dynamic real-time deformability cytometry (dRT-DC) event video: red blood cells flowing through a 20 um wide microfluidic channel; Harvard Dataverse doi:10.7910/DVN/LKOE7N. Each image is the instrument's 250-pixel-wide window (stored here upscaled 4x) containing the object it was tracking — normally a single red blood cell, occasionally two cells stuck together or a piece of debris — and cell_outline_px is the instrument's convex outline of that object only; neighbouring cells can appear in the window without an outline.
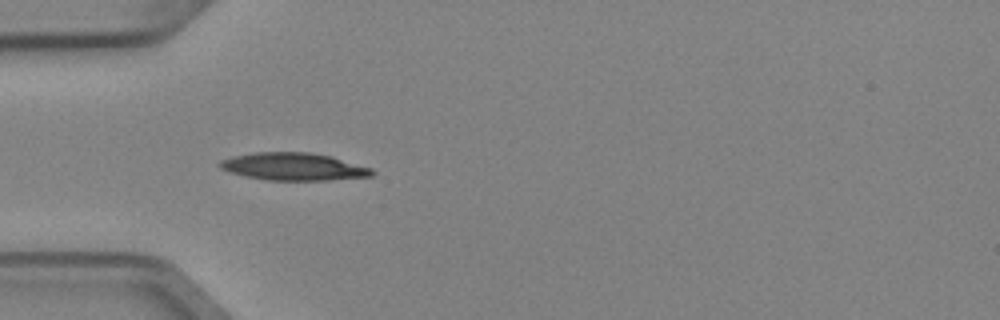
{"species": "Egyptian fruit bat (a non-hibernating species)", "species_latin": "Rousettus aegyptiacus", "temperature_condition": "cold", "stored_images_in_passage": 5, "camera_frame_rate_fps": 3000, "um_per_image_px": 0.085, "animal": {"sex": "female"}, "frame": {"image": 1, "passage_image": 4, "time_ms": 1.0, "image_size_px": [1000, 320], "cell_outline_px": [[376, 172], [372, 176], [328, 180], [264, 180], [244, 176], [228, 172], [220, 168], [216, 164], [220, 160], [232, 156], [256, 152], [308, 152], [332, 156], [372, 168]], "centroid_in_image_um": [24.92, 14.16], "position_along_channel_um": 60.1, "area_um2": 24.68}}
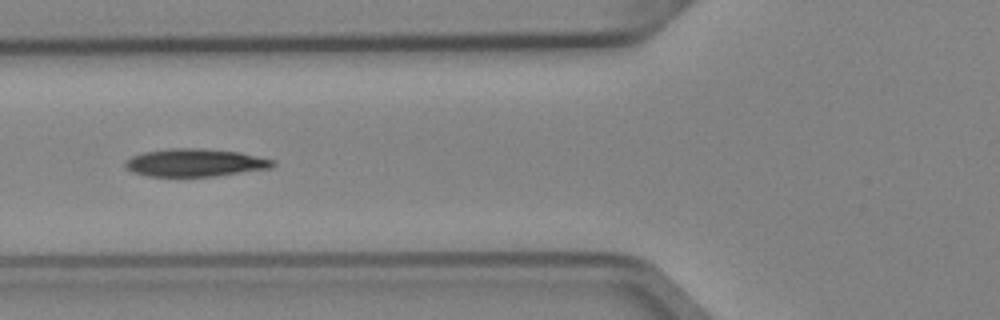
{"frame": {"image": 2, "passage_image": 5, "time_ms": 1.333, "image_size_px": [1000, 320], "cell_outline_px": [[276, 164], [272, 168], [212, 176], [148, 176], [132, 172], [124, 164], [132, 156], [144, 152], [168, 148], [200, 148], [240, 152], [276, 160]], "centroid_in_image_um": [16.62, 13.82], "position_along_channel_um": 109.2, "area_um2": 23.81}}